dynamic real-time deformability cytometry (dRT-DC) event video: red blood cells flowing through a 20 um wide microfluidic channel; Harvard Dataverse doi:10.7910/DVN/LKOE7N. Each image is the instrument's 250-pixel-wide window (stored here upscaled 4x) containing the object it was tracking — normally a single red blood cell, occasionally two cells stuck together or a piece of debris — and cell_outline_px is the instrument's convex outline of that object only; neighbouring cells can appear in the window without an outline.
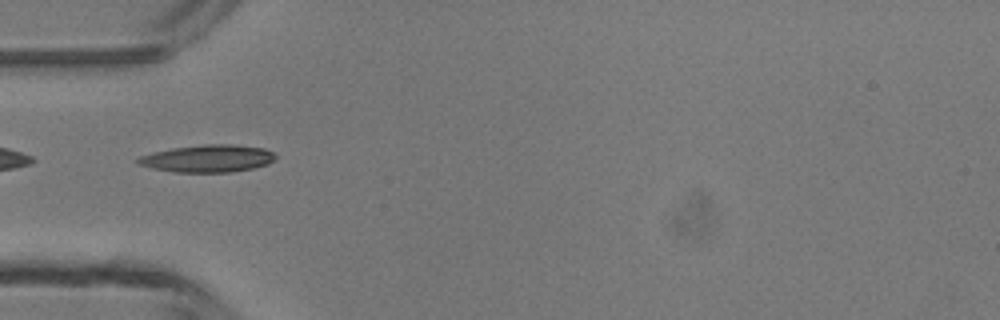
{"species": "common noctule bat (a hibernating species)", "species_latin": "Nyctalus noctula", "temperature_condition": "room temperature", "stored_images_in_passage": 4, "camera_frame_rate_fps": 3000, "um_per_image_px": 0.085, "animal": {"sex": "male", "body_mass_g": 13.3}, "frame": {"image": 1, "passage_image": 4, "time_ms": 4.333, "image_size_px": [1000, 320], "cell_outline_px": [[276, 156], [268, 164], [252, 168], [232, 172], [176, 172], [152, 168], [136, 164], [136, 160], [140, 156], [172, 148], [204, 144], [232, 144], [264, 148], [272, 152]], "centroid_in_image_um": [17.65, 13.47], "position_along_channel_um": 67.3, "area_um2": 21.79}}